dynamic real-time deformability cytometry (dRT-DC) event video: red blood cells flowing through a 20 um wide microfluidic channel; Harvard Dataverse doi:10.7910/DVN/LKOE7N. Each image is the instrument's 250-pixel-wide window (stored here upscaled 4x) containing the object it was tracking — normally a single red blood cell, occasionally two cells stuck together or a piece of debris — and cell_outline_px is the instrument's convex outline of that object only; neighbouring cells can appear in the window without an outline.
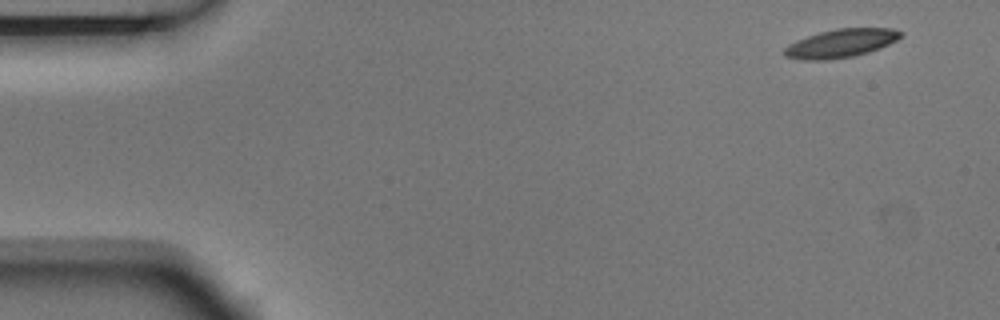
{"species": "Egyptian fruit bat (a non-hibernating species)", "species_latin": "Rousettus aegyptiacus", "temperature_condition": "room temperature", "stored_images_in_passage": 4, "camera_frame_rate_fps": 3000, "um_per_image_px": 0.085, "animal": {"sex": "male"}, "frame": {"image": 1, "passage_image": 1, "time_ms": 0.0, "image_size_px": [1000, 320], "cell_outline_px": [[904, 32], [896, 40], [880, 48], [868, 52], [852, 56], [828, 60], [804, 60], [784, 56], [784, 48], [788, 44], [796, 40], [820, 32], [836, 28], [892, 28]], "centroid_in_image_um": [71.46, 3.68], "position_along_channel_um": 13.5, "area_um2": 19.19}}